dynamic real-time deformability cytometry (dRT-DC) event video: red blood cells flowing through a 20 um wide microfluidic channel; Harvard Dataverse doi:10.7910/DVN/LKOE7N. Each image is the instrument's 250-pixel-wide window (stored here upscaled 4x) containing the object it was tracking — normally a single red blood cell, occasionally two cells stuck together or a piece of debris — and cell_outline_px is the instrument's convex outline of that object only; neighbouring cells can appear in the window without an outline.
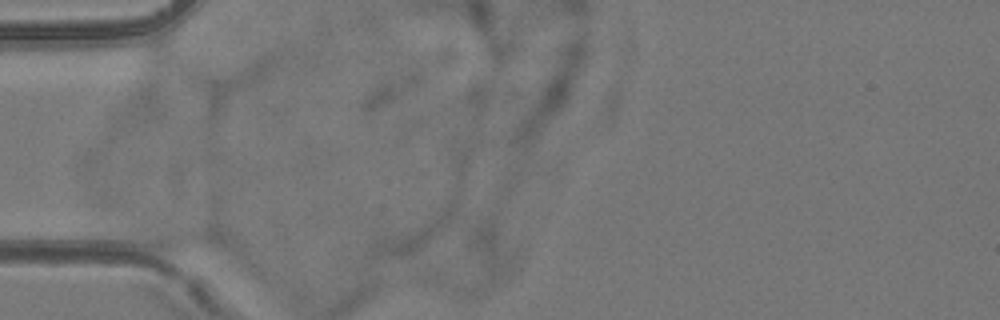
{"species": "common noctule bat (a hibernating species)", "species_latin": "Nyctalus noctula", "temperature_condition": "room temperature", "stored_images_in_passage": 3, "camera_frame_rate_fps": 3000, "um_per_image_px": 0.085, "animal": {"sex": "female", "body_mass_g": 24.6, "forearm_length_mm": 56.2}, "frame": {"image": 1, "passage_image": 2, "time_ms": 0.333, "image_size_px": [1000, 320], "cell_outline_px": [[232, 252], [168, 252], [144, 244], [124, 228], [128, 224], [144, 220], [212, 228], [224, 240]], "centroid_in_image_um": [15.11, 20.16], "position_along_channel_um": 69.9, "area_um2": 16.88}}